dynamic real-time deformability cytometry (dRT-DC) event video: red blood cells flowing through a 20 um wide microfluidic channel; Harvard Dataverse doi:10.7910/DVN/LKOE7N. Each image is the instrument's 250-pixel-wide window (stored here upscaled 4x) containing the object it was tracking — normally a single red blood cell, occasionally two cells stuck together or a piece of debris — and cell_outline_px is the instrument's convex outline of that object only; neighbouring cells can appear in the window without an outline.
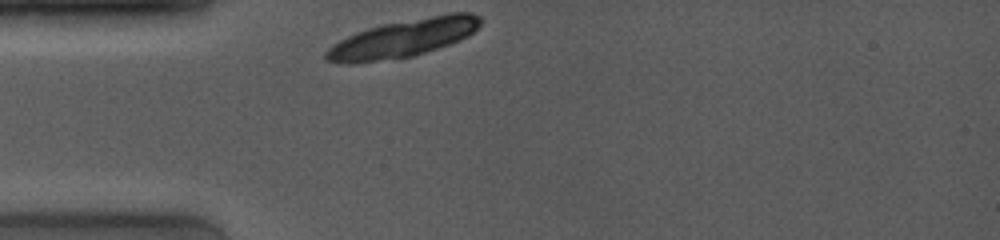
{"species": "common noctule bat (a hibernating species)", "species_latin": "Nyctalus noctula", "temperature_condition": "room temperature", "stored_images_in_passage": 2, "camera_frame_rate_fps": 4000, "um_per_image_px": 0.085, "animal": {"sex": "female", "body_mass_g": 19.0, "forearm_length_mm": 53.3}, "frame": {"image": 1, "passage_image": 1, "time_ms": 0.0, "image_size_px": [1000, 240], "cell_outline_px": [[480, 24], [468, 36], [460, 40], [412, 56], [356, 64], [340, 64], [328, 60], [324, 56], [324, 52], [328, 48], [340, 40], [356, 32], [368, 28], [384, 24], [452, 12], [468, 12], [480, 16]], "centroid_in_image_um": [34.23, 3.26], "position_along_channel_um": 50.8, "area_um2": 33.7}}